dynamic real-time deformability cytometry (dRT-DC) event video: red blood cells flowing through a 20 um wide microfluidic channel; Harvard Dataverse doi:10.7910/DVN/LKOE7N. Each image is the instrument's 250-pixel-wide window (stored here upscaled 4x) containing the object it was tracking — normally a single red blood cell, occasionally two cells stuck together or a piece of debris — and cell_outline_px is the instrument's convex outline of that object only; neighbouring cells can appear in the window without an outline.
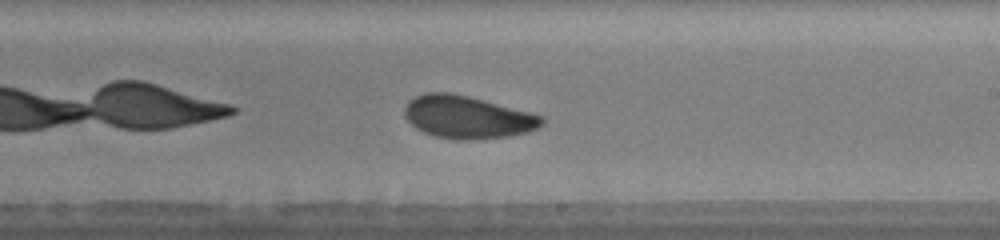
{"species": "human", "species_latin": "Homo sapiens", "temperature_condition": "warm", "stored_images_in_passage": 32, "camera_frame_rate_fps": 3000, "um_per_image_px": 0.085, "donor": {"sex": "male"}, "frame": {"image": 1, "passage_image": 19, "time_ms": 8.0, "image_size_px": [1000, 240], "cell_outline_px": [[544, 124], [528, 132], [508, 136], [468, 140], [456, 140], [436, 136], [424, 132], [416, 128], [404, 116], [404, 108], [408, 100], [424, 92], [448, 92], [468, 96], [532, 112], [544, 116]], "centroid_in_image_um": [39.73, 9.95], "position_along_channel_um": 249.3, "area_um2": 34.22}, "authors_computed_cell_mechanics": {"area_um2": 33.9864, "velocity_mm_per_s": 4.0827, "shape_relaxation_time_tau1_ms": 3.8919, "shape_relaxation_time_tau2_ms": 2.2067, "deformation_change_tau1": 0.1262, "deformation_change_tau2": 0.0806}}